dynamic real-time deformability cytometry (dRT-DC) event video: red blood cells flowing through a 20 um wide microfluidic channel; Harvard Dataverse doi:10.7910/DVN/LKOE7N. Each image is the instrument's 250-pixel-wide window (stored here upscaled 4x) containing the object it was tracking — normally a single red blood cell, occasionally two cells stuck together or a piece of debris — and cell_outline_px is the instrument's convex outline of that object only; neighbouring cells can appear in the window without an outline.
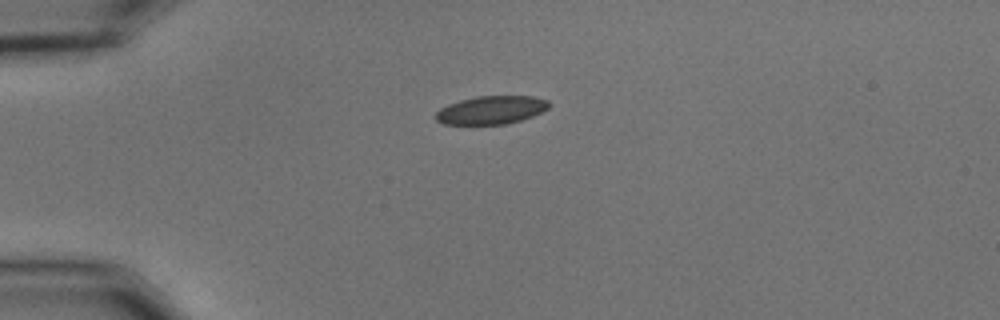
{"species": "common noctule bat (a hibernating species)", "species_latin": "Nyctalus noctula", "temperature_condition": "cold", "stored_images_in_passage": 43, "camera_frame_rate_fps": 3000, "um_per_image_px": 0.085, "animal": {"sex": "male", "body_mass_g": 15.6}, "frame": {"image": 1, "passage_image": 1, "time_ms": 0.0, "image_size_px": [1000, 320], "cell_outline_px": [[552, 104], [548, 108], [532, 116], [508, 124], [444, 124], [436, 120], [432, 116], [440, 108], [448, 104], [460, 100], [476, 96], [532, 96], [548, 100]], "centroid_in_image_um": [41.73, 9.35], "position_along_channel_um": 43.3, "area_um2": 18.73}}
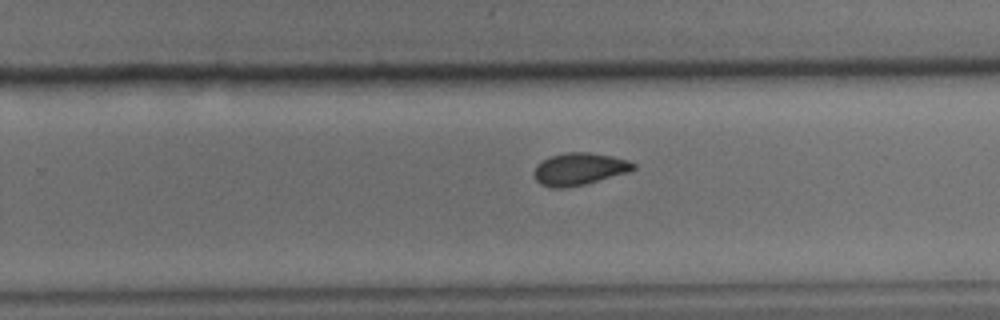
{"frame": {"image": 2, "passage_image": 23, "time_ms": 7.333, "image_size_px": [1000, 320], "cell_outline_px": [[636, 168], [628, 172], [584, 184], [564, 188], [552, 188], [540, 184], [536, 180], [532, 172], [536, 164], [552, 156], [568, 152], [588, 152], [612, 156], [628, 160], [636, 164]], "centroid_in_image_um": [49.22, 14.37], "position_along_channel_um": 280.6, "area_um2": 18.61}}
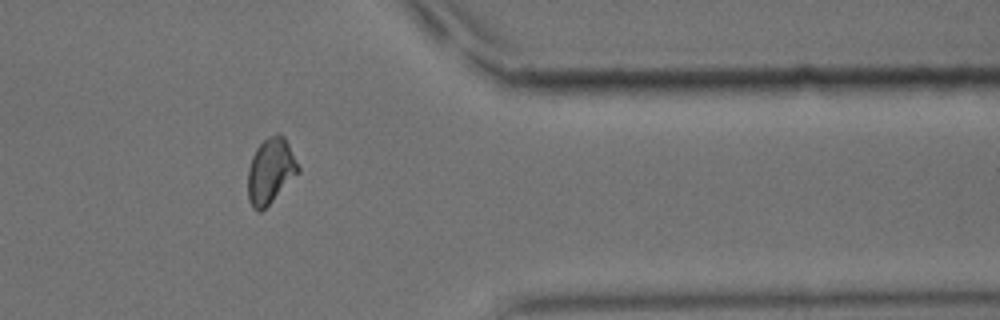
{"frame": {"image": 3, "passage_image": 33, "time_ms": 10.667, "image_size_px": [1000, 320], "cell_outline_px": [[300, 172], [260, 212], [256, 212], [252, 208], [248, 200], [248, 168], [252, 156], [256, 148], [268, 136], [276, 132], [284, 136], [300, 168]], "centroid_in_image_um": [22.98, 14.52], "position_along_channel_um": 388.4, "area_um2": 19.13}, "authors_computed_cell_mechanics": {"area_um2": 18.785, "velocity_mm_per_s": 3.6069, "shape_relaxation_time_tau1_ms": 4.9594, "shape_relaxation_time_tau2_ms": 0.6704, "deformation_change_tau1": 0.1056, "deformation_change_tau2": 0.0406}}